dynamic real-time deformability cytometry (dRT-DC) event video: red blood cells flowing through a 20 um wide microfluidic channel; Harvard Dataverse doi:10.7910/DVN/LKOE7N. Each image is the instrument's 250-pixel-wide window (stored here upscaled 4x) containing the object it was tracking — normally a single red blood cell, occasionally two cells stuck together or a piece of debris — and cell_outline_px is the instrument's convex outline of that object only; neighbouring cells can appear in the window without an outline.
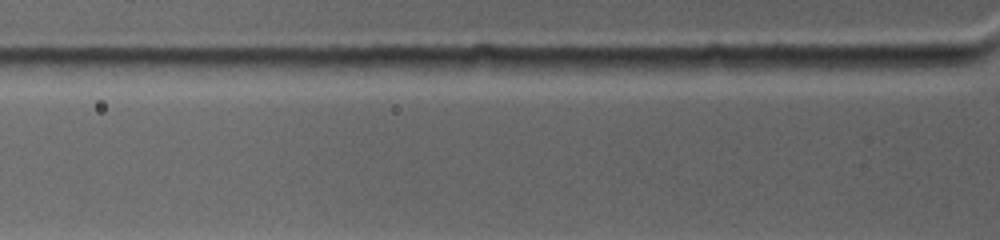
{"species": "common noctule bat (a hibernating species)", "species_latin": "Nyctalus noctula", "temperature_condition": "warm", "stored_images_in_passage": 4, "camera_frame_rate_fps": 4500, "um_per_image_px": 0.085, "animal": {"sex": "female", "body_mass_g": 19.0, "forearm_length_mm": 53.3}, "frame": {"image": 1, "passage_image": 4, "time_ms": 0.667, "image_size_px": [1000, 240], "cell_outline_px": [[960, 64], [924, 72], [828, 68], [828, 56], [948, 56]], "centroid_in_image_um": [75.78, 5.35], "position_along_channel_um": 50.0, "area_um2": 12.48}}